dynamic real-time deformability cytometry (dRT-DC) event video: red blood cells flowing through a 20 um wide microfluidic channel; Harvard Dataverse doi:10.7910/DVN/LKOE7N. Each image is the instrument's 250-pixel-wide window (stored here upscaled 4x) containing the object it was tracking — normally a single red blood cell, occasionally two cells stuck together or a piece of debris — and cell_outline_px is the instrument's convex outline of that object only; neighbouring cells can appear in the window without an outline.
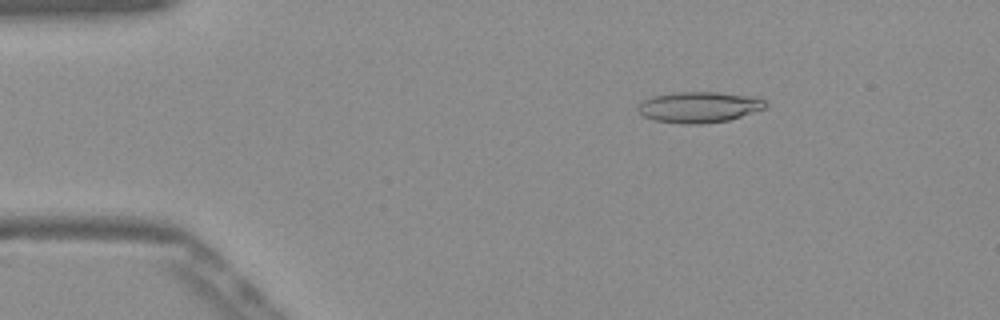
{"species": "Egyptian fruit bat (a non-hibernating species)", "species_latin": "Rousettus aegyptiacus", "temperature_condition": "warm", "stored_images_in_passage": 52, "camera_frame_rate_fps": 3000, "um_per_image_px": 0.085, "frame": {"image": 1, "passage_image": 8, "time_ms": 2.333, "image_size_px": [1000, 320], "cell_outline_px": [[768, 104], [764, 108], [728, 120], [704, 124], [680, 124], [652, 120], [644, 116], [636, 108], [644, 100], [656, 96], [680, 92], [716, 92], [760, 96]], "centroid_in_image_um": [59.46, 9.11], "position_along_channel_um": 25.5, "area_um2": 22.95}}
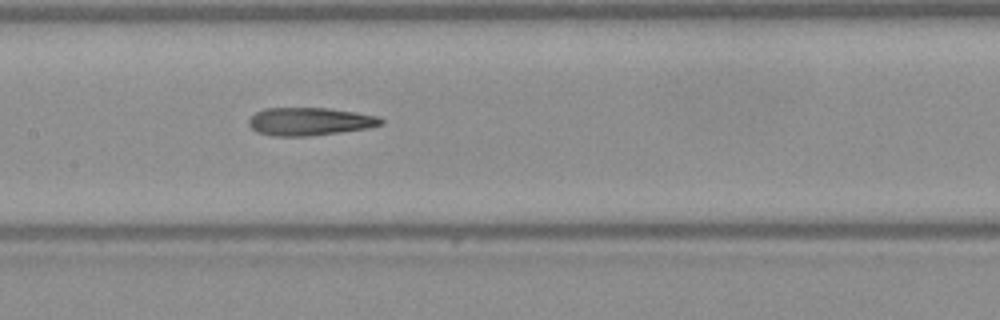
{"frame": {"image": 2, "passage_image": 25, "time_ms": 8.0, "image_size_px": [1000, 320], "cell_outline_px": [[384, 124], [368, 128], [340, 132], [308, 136], [272, 136], [256, 132], [248, 124], [248, 120], [256, 112], [264, 108], [328, 108], [356, 112], [380, 116], [384, 120]], "centroid_in_image_um": [26.34, 10.32], "position_along_channel_um": 181.1, "area_um2": 21.68}}
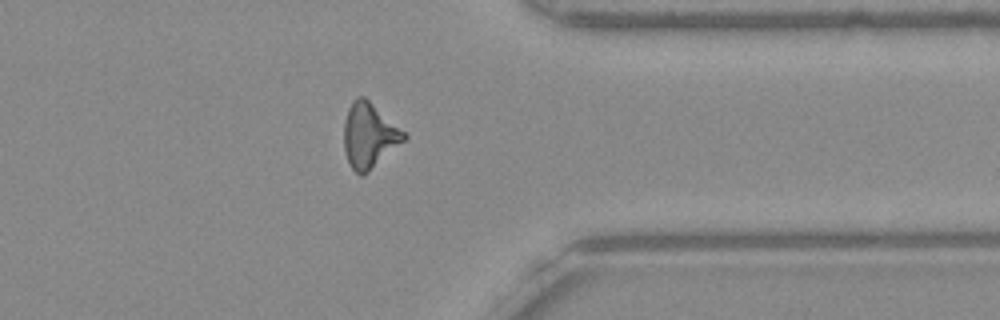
{"frame": {"image": 3, "passage_image": 41, "time_ms": 13.333, "image_size_px": [1000, 320], "cell_outline_px": [[408, 136], [404, 140], [364, 176], [360, 176], [352, 168], [348, 160], [344, 148], [344, 120], [348, 108], [352, 100], [356, 96], [364, 96], [404, 132]], "centroid_in_image_um": [31.34, 11.51], "position_along_channel_um": 380.1, "area_um2": 22.37}, "authors_computed_cell_mechanics": {"area_um2": 21.7906, "velocity_mm_per_s": 3.8994, "shape_relaxation_time_tau1_ms": null, "shape_relaxation_time_tau2_ms": 4.5693, "deformation_change_tau1": null, "deformation_change_tau2": 0.1894}}